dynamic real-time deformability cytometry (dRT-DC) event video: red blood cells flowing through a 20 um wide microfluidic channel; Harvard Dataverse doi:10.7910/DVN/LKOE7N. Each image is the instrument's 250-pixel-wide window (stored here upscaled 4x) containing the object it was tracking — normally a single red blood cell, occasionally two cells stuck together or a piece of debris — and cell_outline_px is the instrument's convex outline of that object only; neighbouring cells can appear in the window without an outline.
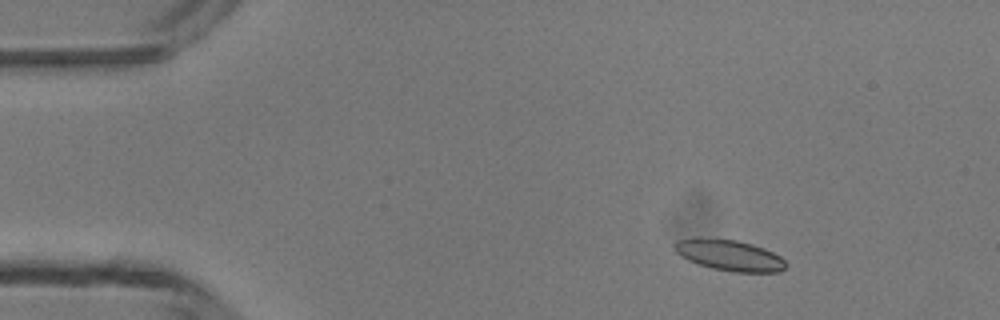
{"species": "common noctule bat (a hibernating species)", "species_latin": "Nyctalus noctula", "temperature_condition": "room temperature", "stored_images_in_passage": 3, "camera_frame_rate_fps": 3000, "um_per_image_px": 0.085, "animal": {"sex": "male", "body_mass_g": 13.3}, "frame": {"image": 1, "passage_image": 1, "time_ms": 0.0, "image_size_px": [1000, 320], "cell_outline_px": [[788, 264], [780, 272], [732, 272], [712, 268], [696, 264], [680, 256], [672, 248], [672, 244], [676, 240], [696, 236], [700, 236], [736, 240], [752, 244], [764, 248], [780, 256]], "centroid_in_image_um": [61.92, 21.67], "position_along_channel_um": 23.1, "area_um2": 20.63}}